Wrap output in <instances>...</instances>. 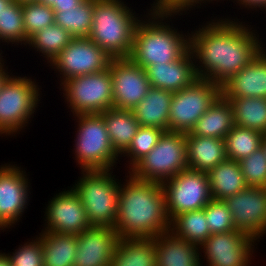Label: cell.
Returning a JSON list of instances; mask_svg holds the SVG:
<instances>
[{"mask_svg": "<svg viewBox=\"0 0 266 266\" xmlns=\"http://www.w3.org/2000/svg\"><path fill=\"white\" fill-rule=\"evenodd\" d=\"M218 16H211L214 19L192 29L189 50L194 58L197 78L208 79L221 86L251 62L266 43L264 38H260L259 30L255 29L259 27L250 25L242 20L243 17Z\"/></svg>", "mask_w": 266, "mask_h": 266, "instance_id": "obj_1", "label": "cell"}, {"mask_svg": "<svg viewBox=\"0 0 266 266\" xmlns=\"http://www.w3.org/2000/svg\"><path fill=\"white\" fill-rule=\"evenodd\" d=\"M123 178L113 228L119 238H155L170 231L162 184L136 179L129 172Z\"/></svg>", "mask_w": 266, "mask_h": 266, "instance_id": "obj_2", "label": "cell"}, {"mask_svg": "<svg viewBox=\"0 0 266 266\" xmlns=\"http://www.w3.org/2000/svg\"><path fill=\"white\" fill-rule=\"evenodd\" d=\"M146 10L136 25L128 58L143 69L178 60L189 49V29L180 31L172 22L182 15L160 14L148 7Z\"/></svg>", "mask_w": 266, "mask_h": 266, "instance_id": "obj_3", "label": "cell"}, {"mask_svg": "<svg viewBox=\"0 0 266 266\" xmlns=\"http://www.w3.org/2000/svg\"><path fill=\"white\" fill-rule=\"evenodd\" d=\"M124 0H95L89 38L113 58L130 56L136 25L143 17Z\"/></svg>", "mask_w": 266, "mask_h": 266, "instance_id": "obj_4", "label": "cell"}, {"mask_svg": "<svg viewBox=\"0 0 266 266\" xmlns=\"http://www.w3.org/2000/svg\"><path fill=\"white\" fill-rule=\"evenodd\" d=\"M14 74L0 88V137L7 139L17 138L28 128L42 99V88L36 78Z\"/></svg>", "mask_w": 266, "mask_h": 266, "instance_id": "obj_5", "label": "cell"}, {"mask_svg": "<svg viewBox=\"0 0 266 266\" xmlns=\"http://www.w3.org/2000/svg\"><path fill=\"white\" fill-rule=\"evenodd\" d=\"M72 157L81 171L113 170L120 156L113 149L101 114H76ZM118 161V162H117Z\"/></svg>", "mask_w": 266, "mask_h": 266, "instance_id": "obj_6", "label": "cell"}, {"mask_svg": "<svg viewBox=\"0 0 266 266\" xmlns=\"http://www.w3.org/2000/svg\"><path fill=\"white\" fill-rule=\"evenodd\" d=\"M113 171H81V175L72 184L91 226L114 228L118 213L120 180Z\"/></svg>", "mask_w": 266, "mask_h": 266, "instance_id": "obj_7", "label": "cell"}, {"mask_svg": "<svg viewBox=\"0 0 266 266\" xmlns=\"http://www.w3.org/2000/svg\"><path fill=\"white\" fill-rule=\"evenodd\" d=\"M187 168L185 133L165 131L156 146L128 172L136 179L162 184Z\"/></svg>", "mask_w": 266, "mask_h": 266, "instance_id": "obj_8", "label": "cell"}, {"mask_svg": "<svg viewBox=\"0 0 266 266\" xmlns=\"http://www.w3.org/2000/svg\"><path fill=\"white\" fill-rule=\"evenodd\" d=\"M70 116L101 114L113 107V88L109 68L70 78L58 86ZM72 114V115H71Z\"/></svg>", "mask_w": 266, "mask_h": 266, "instance_id": "obj_9", "label": "cell"}, {"mask_svg": "<svg viewBox=\"0 0 266 266\" xmlns=\"http://www.w3.org/2000/svg\"><path fill=\"white\" fill-rule=\"evenodd\" d=\"M220 95L221 86L203 78H197L189 86L174 92L168 118V131L190 132Z\"/></svg>", "mask_w": 266, "mask_h": 266, "instance_id": "obj_10", "label": "cell"}, {"mask_svg": "<svg viewBox=\"0 0 266 266\" xmlns=\"http://www.w3.org/2000/svg\"><path fill=\"white\" fill-rule=\"evenodd\" d=\"M113 59L89 37L73 38L47 65L56 73L59 85L76 76L98 73L109 68Z\"/></svg>", "mask_w": 266, "mask_h": 266, "instance_id": "obj_11", "label": "cell"}, {"mask_svg": "<svg viewBox=\"0 0 266 266\" xmlns=\"http://www.w3.org/2000/svg\"><path fill=\"white\" fill-rule=\"evenodd\" d=\"M162 186L170 221L182 213L203 209L213 199L205 172L187 168L164 181Z\"/></svg>", "mask_w": 266, "mask_h": 266, "instance_id": "obj_12", "label": "cell"}, {"mask_svg": "<svg viewBox=\"0 0 266 266\" xmlns=\"http://www.w3.org/2000/svg\"><path fill=\"white\" fill-rule=\"evenodd\" d=\"M12 163L4 162L0 166V227L5 232L19 225L17 223L27 213L25 211L32 198L30 174H27L26 168Z\"/></svg>", "mask_w": 266, "mask_h": 266, "instance_id": "obj_13", "label": "cell"}, {"mask_svg": "<svg viewBox=\"0 0 266 266\" xmlns=\"http://www.w3.org/2000/svg\"><path fill=\"white\" fill-rule=\"evenodd\" d=\"M256 242L237 230L211 234L199 246L201 266L205 265V260V266H252V261L257 256L255 252L257 253L259 243Z\"/></svg>", "mask_w": 266, "mask_h": 266, "instance_id": "obj_14", "label": "cell"}, {"mask_svg": "<svg viewBox=\"0 0 266 266\" xmlns=\"http://www.w3.org/2000/svg\"><path fill=\"white\" fill-rule=\"evenodd\" d=\"M51 198L43 211L44 223L41 231L79 235L92 227L80 197L71 185L67 190L54 193Z\"/></svg>", "mask_w": 266, "mask_h": 266, "instance_id": "obj_15", "label": "cell"}, {"mask_svg": "<svg viewBox=\"0 0 266 266\" xmlns=\"http://www.w3.org/2000/svg\"><path fill=\"white\" fill-rule=\"evenodd\" d=\"M237 231L260 242L266 236V188L247 187L224 200Z\"/></svg>", "mask_w": 266, "mask_h": 266, "instance_id": "obj_16", "label": "cell"}, {"mask_svg": "<svg viewBox=\"0 0 266 266\" xmlns=\"http://www.w3.org/2000/svg\"><path fill=\"white\" fill-rule=\"evenodd\" d=\"M113 107L132 110L148 94L151 85L145 69L129 58H113L109 65Z\"/></svg>", "mask_w": 266, "mask_h": 266, "instance_id": "obj_17", "label": "cell"}, {"mask_svg": "<svg viewBox=\"0 0 266 266\" xmlns=\"http://www.w3.org/2000/svg\"><path fill=\"white\" fill-rule=\"evenodd\" d=\"M111 227L92 226L77 235V252L73 266H110L119 241Z\"/></svg>", "mask_w": 266, "mask_h": 266, "instance_id": "obj_18", "label": "cell"}, {"mask_svg": "<svg viewBox=\"0 0 266 266\" xmlns=\"http://www.w3.org/2000/svg\"><path fill=\"white\" fill-rule=\"evenodd\" d=\"M224 98H266V47L221 85Z\"/></svg>", "mask_w": 266, "mask_h": 266, "instance_id": "obj_19", "label": "cell"}, {"mask_svg": "<svg viewBox=\"0 0 266 266\" xmlns=\"http://www.w3.org/2000/svg\"><path fill=\"white\" fill-rule=\"evenodd\" d=\"M148 81L153 88L178 92L197 79L194 58L188 49L178 60L149 65L145 68Z\"/></svg>", "mask_w": 266, "mask_h": 266, "instance_id": "obj_20", "label": "cell"}, {"mask_svg": "<svg viewBox=\"0 0 266 266\" xmlns=\"http://www.w3.org/2000/svg\"><path fill=\"white\" fill-rule=\"evenodd\" d=\"M157 266H201L199 246L176 237L171 231L155 237Z\"/></svg>", "mask_w": 266, "mask_h": 266, "instance_id": "obj_21", "label": "cell"}, {"mask_svg": "<svg viewBox=\"0 0 266 266\" xmlns=\"http://www.w3.org/2000/svg\"><path fill=\"white\" fill-rule=\"evenodd\" d=\"M185 140L187 143V165L191 170L208 173L227 159L224 139L185 133Z\"/></svg>", "mask_w": 266, "mask_h": 266, "instance_id": "obj_22", "label": "cell"}, {"mask_svg": "<svg viewBox=\"0 0 266 266\" xmlns=\"http://www.w3.org/2000/svg\"><path fill=\"white\" fill-rule=\"evenodd\" d=\"M174 92L151 87L132 112L140 126L168 131V118Z\"/></svg>", "mask_w": 266, "mask_h": 266, "instance_id": "obj_23", "label": "cell"}, {"mask_svg": "<svg viewBox=\"0 0 266 266\" xmlns=\"http://www.w3.org/2000/svg\"><path fill=\"white\" fill-rule=\"evenodd\" d=\"M233 126L232 106L220 95L187 134L224 139Z\"/></svg>", "mask_w": 266, "mask_h": 266, "instance_id": "obj_24", "label": "cell"}, {"mask_svg": "<svg viewBox=\"0 0 266 266\" xmlns=\"http://www.w3.org/2000/svg\"><path fill=\"white\" fill-rule=\"evenodd\" d=\"M207 175L211 195L215 200L224 201L248 187L238 161L226 159L212 168Z\"/></svg>", "mask_w": 266, "mask_h": 266, "instance_id": "obj_25", "label": "cell"}, {"mask_svg": "<svg viewBox=\"0 0 266 266\" xmlns=\"http://www.w3.org/2000/svg\"><path fill=\"white\" fill-rule=\"evenodd\" d=\"M110 266H157L155 238H120Z\"/></svg>", "mask_w": 266, "mask_h": 266, "instance_id": "obj_26", "label": "cell"}, {"mask_svg": "<svg viewBox=\"0 0 266 266\" xmlns=\"http://www.w3.org/2000/svg\"><path fill=\"white\" fill-rule=\"evenodd\" d=\"M101 115L104 118L107 132L113 149L120 156L130 145L136 135L139 122L132 110L111 107Z\"/></svg>", "mask_w": 266, "mask_h": 266, "instance_id": "obj_27", "label": "cell"}, {"mask_svg": "<svg viewBox=\"0 0 266 266\" xmlns=\"http://www.w3.org/2000/svg\"><path fill=\"white\" fill-rule=\"evenodd\" d=\"M43 266H73L77 235L41 231Z\"/></svg>", "mask_w": 266, "mask_h": 266, "instance_id": "obj_28", "label": "cell"}, {"mask_svg": "<svg viewBox=\"0 0 266 266\" xmlns=\"http://www.w3.org/2000/svg\"><path fill=\"white\" fill-rule=\"evenodd\" d=\"M74 37L57 24L50 25L33 34L26 47L39 52L45 65L49 64Z\"/></svg>", "mask_w": 266, "mask_h": 266, "instance_id": "obj_29", "label": "cell"}, {"mask_svg": "<svg viewBox=\"0 0 266 266\" xmlns=\"http://www.w3.org/2000/svg\"><path fill=\"white\" fill-rule=\"evenodd\" d=\"M95 0H84L68 9H53L55 24L64 28L74 38L89 37L91 34Z\"/></svg>", "mask_w": 266, "mask_h": 266, "instance_id": "obj_30", "label": "cell"}, {"mask_svg": "<svg viewBox=\"0 0 266 266\" xmlns=\"http://www.w3.org/2000/svg\"><path fill=\"white\" fill-rule=\"evenodd\" d=\"M229 100L234 125L266 134V98H225Z\"/></svg>", "mask_w": 266, "mask_h": 266, "instance_id": "obj_31", "label": "cell"}, {"mask_svg": "<svg viewBox=\"0 0 266 266\" xmlns=\"http://www.w3.org/2000/svg\"><path fill=\"white\" fill-rule=\"evenodd\" d=\"M170 231L181 240L197 246L211 235L204 208L177 215L170 223Z\"/></svg>", "mask_w": 266, "mask_h": 266, "instance_id": "obj_32", "label": "cell"}, {"mask_svg": "<svg viewBox=\"0 0 266 266\" xmlns=\"http://www.w3.org/2000/svg\"><path fill=\"white\" fill-rule=\"evenodd\" d=\"M262 132L234 125L225 136V152L229 160L240 161L262 146Z\"/></svg>", "mask_w": 266, "mask_h": 266, "instance_id": "obj_33", "label": "cell"}, {"mask_svg": "<svg viewBox=\"0 0 266 266\" xmlns=\"http://www.w3.org/2000/svg\"><path fill=\"white\" fill-rule=\"evenodd\" d=\"M10 45L26 49L28 39L23 22L22 5L17 1H12L0 12V44Z\"/></svg>", "mask_w": 266, "mask_h": 266, "instance_id": "obj_34", "label": "cell"}, {"mask_svg": "<svg viewBox=\"0 0 266 266\" xmlns=\"http://www.w3.org/2000/svg\"><path fill=\"white\" fill-rule=\"evenodd\" d=\"M165 131L156 127L140 126L128 148L120 155V159L127 160L124 163L125 170L129 171L140 159L147 155L158 143ZM127 166V167H126ZM128 168V169H127Z\"/></svg>", "mask_w": 266, "mask_h": 266, "instance_id": "obj_35", "label": "cell"}, {"mask_svg": "<svg viewBox=\"0 0 266 266\" xmlns=\"http://www.w3.org/2000/svg\"><path fill=\"white\" fill-rule=\"evenodd\" d=\"M26 38L55 23V11L40 2L22 4Z\"/></svg>", "mask_w": 266, "mask_h": 266, "instance_id": "obj_36", "label": "cell"}, {"mask_svg": "<svg viewBox=\"0 0 266 266\" xmlns=\"http://www.w3.org/2000/svg\"><path fill=\"white\" fill-rule=\"evenodd\" d=\"M238 162L248 187L266 188V151L263 146Z\"/></svg>", "mask_w": 266, "mask_h": 266, "instance_id": "obj_37", "label": "cell"}, {"mask_svg": "<svg viewBox=\"0 0 266 266\" xmlns=\"http://www.w3.org/2000/svg\"><path fill=\"white\" fill-rule=\"evenodd\" d=\"M206 223L211 234L235 231L231 212L223 200L212 199L204 207Z\"/></svg>", "mask_w": 266, "mask_h": 266, "instance_id": "obj_38", "label": "cell"}, {"mask_svg": "<svg viewBox=\"0 0 266 266\" xmlns=\"http://www.w3.org/2000/svg\"><path fill=\"white\" fill-rule=\"evenodd\" d=\"M31 239L29 238L27 239L28 241L18 245V248L12 249L14 250L13 252L6 253L10 258L12 266H43L40 233Z\"/></svg>", "mask_w": 266, "mask_h": 266, "instance_id": "obj_39", "label": "cell"}, {"mask_svg": "<svg viewBox=\"0 0 266 266\" xmlns=\"http://www.w3.org/2000/svg\"><path fill=\"white\" fill-rule=\"evenodd\" d=\"M152 2L149 9L156 13L183 16L190 14L191 10L204 9V6L210 3L213 5L221 3L220 0H153Z\"/></svg>", "mask_w": 266, "mask_h": 266, "instance_id": "obj_40", "label": "cell"}, {"mask_svg": "<svg viewBox=\"0 0 266 266\" xmlns=\"http://www.w3.org/2000/svg\"><path fill=\"white\" fill-rule=\"evenodd\" d=\"M225 1H228V0H225ZM229 1L236 4L237 7L240 6L237 9L246 10V13L247 11L252 13L251 11H254V10L257 13L259 10H261L260 13L264 12V14H266V0H229Z\"/></svg>", "mask_w": 266, "mask_h": 266, "instance_id": "obj_41", "label": "cell"}, {"mask_svg": "<svg viewBox=\"0 0 266 266\" xmlns=\"http://www.w3.org/2000/svg\"><path fill=\"white\" fill-rule=\"evenodd\" d=\"M84 0H58V3H55L52 9H68L74 8V6H78Z\"/></svg>", "mask_w": 266, "mask_h": 266, "instance_id": "obj_42", "label": "cell"}, {"mask_svg": "<svg viewBox=\"0 0 266 266\" xmlns=\"http://www.w3.org/2000/svg\"><path fill=\"white\" fill-rule=\"evenodd\" d=\"M6 64H7V62L4 61V62L0 65V88H1V86H2V84H3V82L6 80V78H7L11 73H13V71H14V70H12V72H11V69L8 70V66H9V65L6 66Z\"/></svg>", "mask_w": 266, "mask_h": 266, "instance_id": "obj_43", "label": "cell"}, {"mask_svg": "<svg viewBox=\"0 0 266 266\" xmlns=\"http://www.w3.org/2000/svg\"><path fill=\"white\" fill-rule=\"evenodd\" d=\"M0 266H12L10 258L6 252H2V250H0Z\"/></svg>", "mask_w": 266, "mask_h": 266, "instance_id": "obj_44", "label": "cell"}, {"mask_svg": "<svg viewBox=\"0 0 266 266\" xmlns=\"http://www.w3.org/2000/svg\"><path fill=\"white\" fill-rule=\"evenodd\" d=\"M38 2L43 3L52 8L55 3H58V0H39Z\"/></svg>", "mask_w": 266, "mask_h": 266, "instance_id": "obj_45", "label": "cell"}, {"mask_svg": "<svg viewBox=\"0 0 266 266\" xmlns=\"http://www.w3.org/2000/svg\"><path fill=\"white\" fill-rule=\"evenodd\" d=\"M13 0H0V12L6 8Z\"/></svg>", "mask_w": 266, "mask_h": 266, "instance_id": "obj_46", "label": "cell"}, {"mask_svg": "<svg viewBox=\"0 0 266 266\" xmlns=\"http://www.w3.org/2000/svg\"><path fill=\"white\" fill-rule=\"evenodd\" d=\"M17 1L19 4H26V3H32V2H38L39 0H14Z\"/></svg>", "mask_w": 266, "mask_h": 266, "instance_id": "obj_47", "label": "cell"}, {"mask_svg": "<svg viewBox=\"0 0 266 266\" xmlns=\"http://www.w3.org/2000/svg\"><path fill=\"white\" fill-rule=\"evenodd\" d=\"M1 46H3V45H2V44L0 45V65H1L4 61H7V60H6V57L3 56L4 52H3V50H1V48H2ZM3 57H4L5 59H4Z\"/></svg>", "mask_w": 266, "mask_h": 266, "instance_id": "obj_48", "label": "cell"}, {"mask_svg": "<svg viewBox=\"0 0 266 266\" xmlns=\"http://www.w3.org/2000/svg\"><path fill=\"white\" fill-rule=\"evenodd\" d=\"M262 146H263V148H264L265 151H266V134H264L263 142H262Z\"/></svg>", "mask_w": 266, "mask_h": 266, "instance_id": "obj_49", "label": "cell"}, {"mask_svg": "<svg viewBox=\"0 0 266 266\" xmlns=\"http://www.w3.org/2000/svg\"><path fill=\"white\" fill-rule=\"evenodd\" d=\"M1 232H3V233H4L3 229L0 227V234H1Z\"/></svg>", "mask_w": 266, "mask_h": 266, "instance_id": "obj_50", "label": "cell"}]
</instances>
